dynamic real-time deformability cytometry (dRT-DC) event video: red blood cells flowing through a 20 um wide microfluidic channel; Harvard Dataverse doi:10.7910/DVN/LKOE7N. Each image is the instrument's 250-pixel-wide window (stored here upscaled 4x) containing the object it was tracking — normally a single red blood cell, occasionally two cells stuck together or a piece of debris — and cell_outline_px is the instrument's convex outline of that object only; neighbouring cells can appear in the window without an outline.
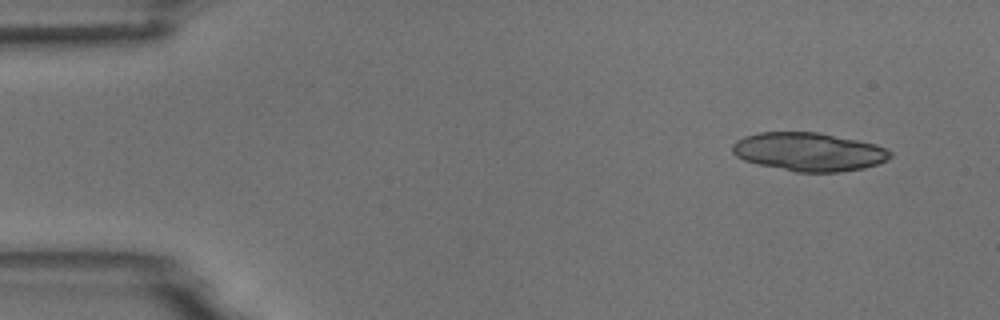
{"species": "common noctule bat (a hibernating species)", "species_latin": "Nyctalus noctula", "temperature_condition": "room temperature", "stored_images_in_passage": 4, "camera_frame_rate_fps": 3000, "um_per_image_px": 0.085, "animal": {"sex": "male", "body_mass_g": 18.8}, "frame": {"image": 1, "passage_image": 1, "time_ms": 0.0, "image_size_px": [1000, 320], "cell_outline_px": [[892, 156], [888, 160], [864, 168], [840, 172], [796, 172], [760, 164], [744, 160], [736, 156], [732, 152], [732, 144], [736, 140], [744, 136], [760, 132], [816, 132], [876, 144], [892, 152]], "centroid_in_image_um": [68.74, 12.9], "position_along_channel_um": 16.3, "area_um2": 35.26}}